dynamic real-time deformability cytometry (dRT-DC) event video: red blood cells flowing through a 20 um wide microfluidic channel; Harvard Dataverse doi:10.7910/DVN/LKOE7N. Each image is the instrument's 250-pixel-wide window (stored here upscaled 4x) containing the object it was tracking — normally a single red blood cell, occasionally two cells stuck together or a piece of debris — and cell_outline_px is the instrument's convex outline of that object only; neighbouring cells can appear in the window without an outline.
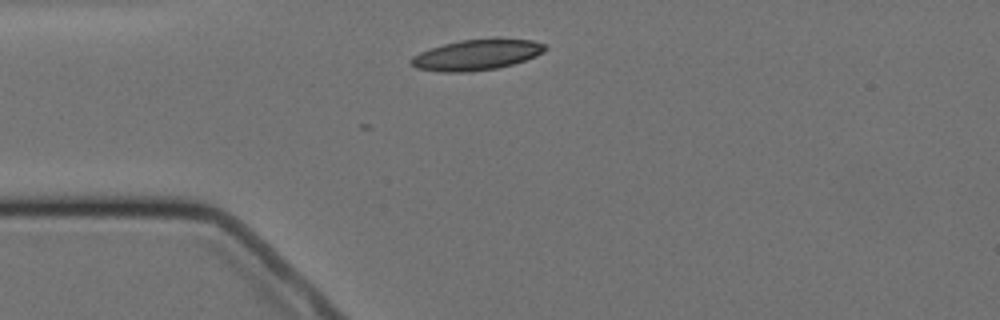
{"species": "Egyptian fruit bat (a non-hibernating species)", "species_latin": "Rousettus aegyptiacus", "temperature_condition": "cold", "stored_images_in_passage": 6, "camera_frame_rate_fps": 3000, "um_per_image_px": 0.085, "animal": {"sex": "female"}, "frame": {"image": 1, "passage_image": 1, "time_ms": 0.0, "image_size_px": [1000, 320], "cell_outline_px": [[548, 48], [544, 52], [536, 56], [512, 64], [496, 68], [468, 72], [440, 72], [416, 68], [408, 60], [412, 56], [420, 52], [444, 44], [460, 40], [532, 40], [544, 44]], "centroid_in_image_um": [40.48, 4.68], "position_along_channel_um": 44.5, "area_um2": 23.41}}
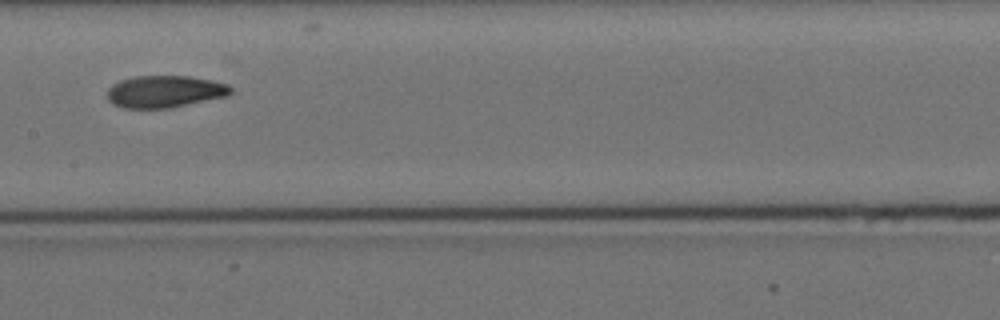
{"frame": {"image": 2, "passage_image": 5, "time_ms": 4.667, "image_size_px": [1000, 320], "cell_outline_px": [[232, 92], [228, 96], [168, 108], [124, 108], [108, 100], [108, 88], [112, 84], [120, 80], [136, 76], [188, 76], [212, 80], [228, 84], [232, 88]], "centroid_in_image_um": [14.03, 7.77], "position_along_channel_um": 193.4, "area_um2": 23.0}}
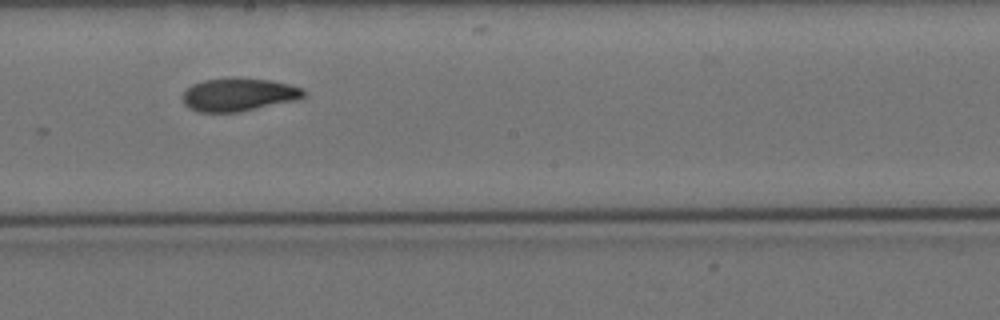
{"frame": {"image": 3, "passage_image": 6, "time_ms": 5.667, "image_size_px": [1000, 320], "cell_outline_px": [[304, 96], [296, 100], [240, 112], [196, 112], [188, 108], [184, 104], [184, 92], [192, 84], [204, 80], [268, 80], [288, 84], [304, 88]], "centroid_in_image_um": [20.28, 8.09], "position_along_channel_um": 227.9, "area_um2": 22.6}}